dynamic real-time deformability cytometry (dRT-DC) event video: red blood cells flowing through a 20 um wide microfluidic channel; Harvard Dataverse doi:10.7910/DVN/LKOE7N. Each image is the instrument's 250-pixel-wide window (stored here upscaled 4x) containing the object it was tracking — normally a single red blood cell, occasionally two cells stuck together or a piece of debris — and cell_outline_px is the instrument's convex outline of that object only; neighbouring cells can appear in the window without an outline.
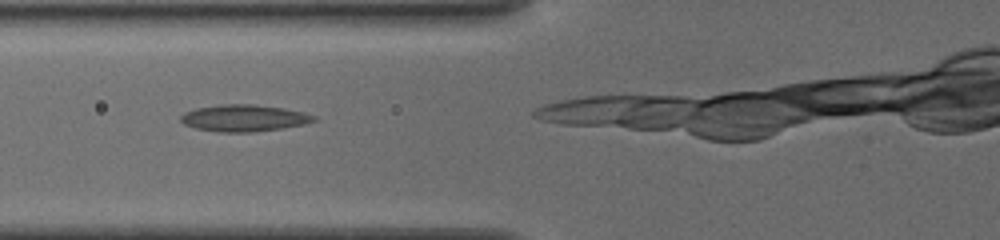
{"species": "common noctule bat (a hibernating species)", "species_latin": "Nyctalus noctula", "temperature_condition": "cold", "stored_images_in_passage": 10, "camera_frame_rate_fps": 3000, "um_per_image_px": 0.085, "animal": {"sex": "female", "body_mass_g": 19.5, "forearm_length_mm": 54.1}, "frame": {"image": 1, "passage_image": 4, "time_ms": 1.0, "image_size_px": [1000, 240], "cell_outline_px": [[316, 120], [304, 124], [280, 128], [252, 132], [220, 132], [196, 128], [184, 124], [180, 120], [180, 116], [184, 112], [196, 108], [220, 104], [252, 104], [284, 108], [316, 116]], "centroid_in_image_um": [20.69, 10.03], "position_along_channel_um": 105.1, "area_um2": 20.58}}